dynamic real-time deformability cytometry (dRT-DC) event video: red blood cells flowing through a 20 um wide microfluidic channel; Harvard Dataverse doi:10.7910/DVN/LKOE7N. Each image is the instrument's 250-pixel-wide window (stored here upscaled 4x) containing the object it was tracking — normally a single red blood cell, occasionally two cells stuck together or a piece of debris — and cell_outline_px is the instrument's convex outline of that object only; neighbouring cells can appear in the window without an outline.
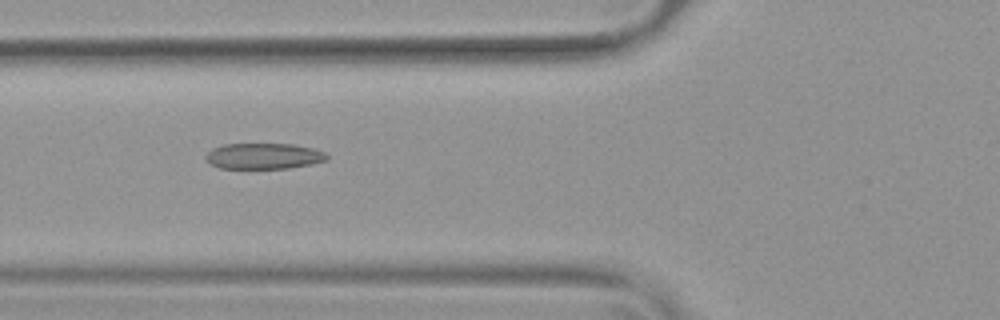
{"species": "common noctule bat (a hibernating species)", "species_latin": "Nyctalus noctula", "temperature_condition": "warm", "stored_images_in_passage": 39, "camera_frame_rate_fps": 3000, "um_per_image_px": 0.085, "animal": {"sex": "female", "body_mass_g": 19.9}, "frame": {"image": 1, "passage_image": 6, "time_ms": 1.667, "image_size_px": [1000, 320], "cell_outline_px": [[328, 160], [312, 164], [288, 168], [220, 168], [208, 164], [204, 160], [204, 156], [212, 148], [224, 144], [292, 144], [312, 148], [324, 152], [328, 156]], "centroid_in_image_um": [22.37, 13.27], "position_along_channel_um": 103.4, "area_um2": 18.38}}
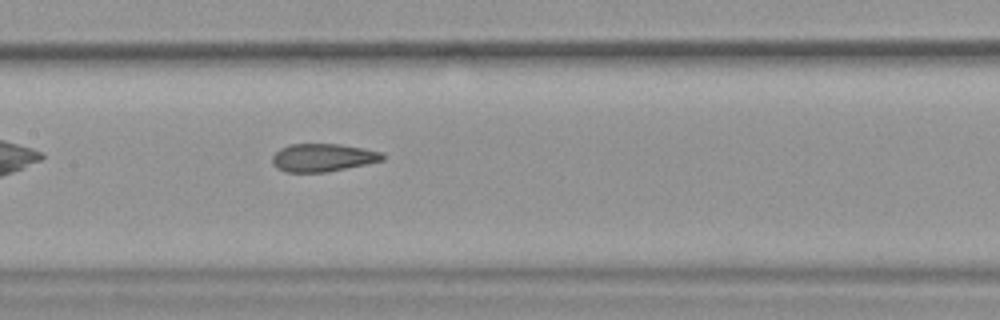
{"frame": {"image": 2, "passage_image": 12, "time_ms": 3.667, "image_size_px": [1000, 320], "cell_outline_px": [[384, 160], [328, 172], [284, 172], [276, 168], [272, 164], [272, 156], [280, 148], [288, 144], [340, 144], [364, 148], [380, 152], [384, 156]], "centroid_in_image_um": [27.4, 13.4], "position_along_channel_um": 180.0, "area_um2": 18.03}, "authors_computed_cell_mechanics": {"area_um2": 18.8428, "velocity_mm_per_s": 3.8207, "shape_relaxation_time_tau1_ms": null, "shape_relaxation_time_tau2_ms": 1.16, "deformation_change_tau1": null, "deformation_change_tau2": 0.0903}}